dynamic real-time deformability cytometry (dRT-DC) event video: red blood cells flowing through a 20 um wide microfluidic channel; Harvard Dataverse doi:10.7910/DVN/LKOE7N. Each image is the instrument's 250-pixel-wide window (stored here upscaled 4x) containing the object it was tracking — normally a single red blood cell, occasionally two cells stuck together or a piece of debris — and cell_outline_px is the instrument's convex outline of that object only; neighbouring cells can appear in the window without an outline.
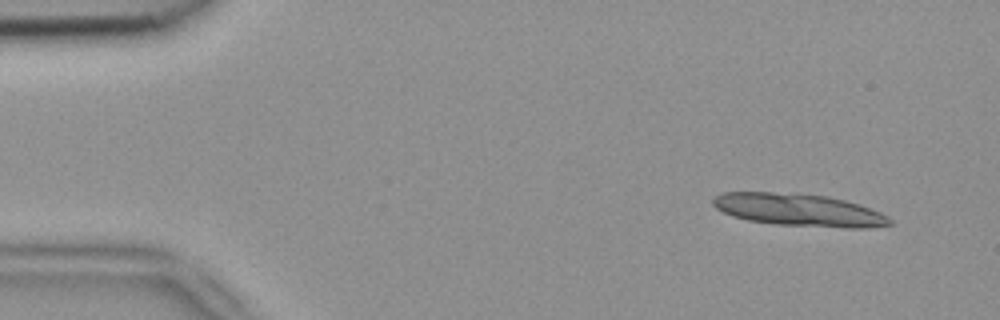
{"species": "common noctule bat (a hibernating species)", "species_latin": "Nyctalus noctula", "temperature_condition": "room temperature", "stored_images_in_passage": 5, "camera_frame_rate_fps": 3000, "um_per_image_px": 0.085, "animal": {"sex": "female", "body_mass_g": 18.4}, "frame": {"image": 1, "passage_image": 1, "time_ms": 0.0, "image_size_px": [1000, 320], "cell_outline_px": [[892, 224], [868, 228], [844, 228], [776, 224], [748, 220], [732, 216], [716, 208], [712, 204], [712, 200], [720, 192], [772, 192], [828, 196], [860, 204], [880, 212], [888, 216], [892, 220]], "centroid_in_image_um": [67.92, 17.85], "position_along_channel_um": 17.1, "area_um2": 33.41}}
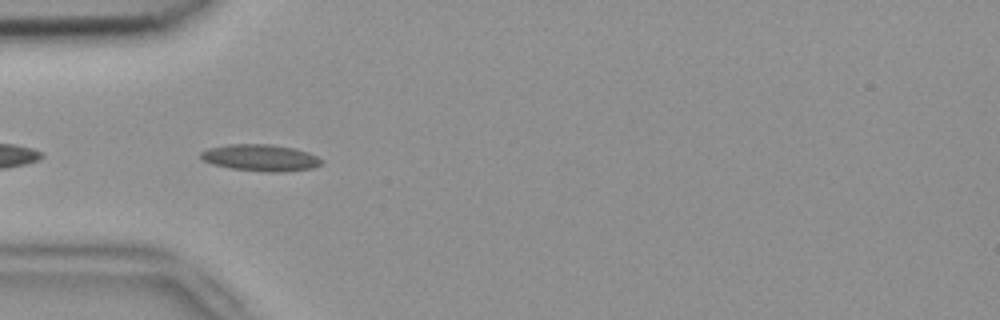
{"frame": {"image": 2, "passage_image": 4, "time_ms": 1.0, "image_size_px": [1000, 320], "cell_outline_px": [[324, 160], [320, 164], [312, 168], [284, 172], [268, 172], [232, 168], [212, 164], [204, 160], [200, 156], [200, 152], [208, 148], [228, 144], [272, 144], [296, 148], [308, 152]], "centroid_in_image_um": [22.16, 13.4], "position_along_channel_um": 62.8, "area_um2": 18.79}}